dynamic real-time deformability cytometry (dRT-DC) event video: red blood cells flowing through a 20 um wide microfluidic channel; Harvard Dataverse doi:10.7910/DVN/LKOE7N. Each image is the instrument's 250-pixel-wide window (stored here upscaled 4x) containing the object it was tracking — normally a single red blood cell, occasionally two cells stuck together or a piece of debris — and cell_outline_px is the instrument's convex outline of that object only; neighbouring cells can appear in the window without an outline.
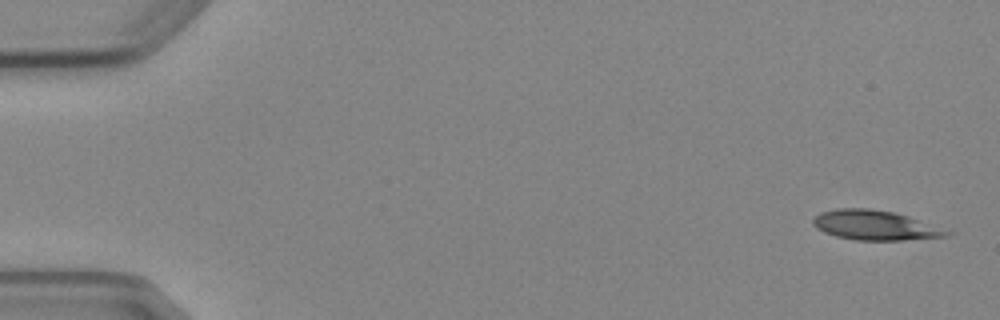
{"species": "Egyptian fruit bat (a non-hibernating species)", "species_latin": "Rousettus aegyptiacus", "temperature_condition": "cold", "stored_images_in_passage": 5, "segment_of_instrument_passage": [1, 2], "camera_frame_rate_fps": 3000, "um_per_image_px": 0.085, "animal": {"sex": "female"}, "frame": {"image": 1, "passage_image": 1, "time_ms": 0.0, "image_size_px": [1000, 320], "cell_outline_px": [[956, 232], [948, 236], [904, 240], [856, 240], [836, 236], [824, 232], [816, 228], [812, 224], [812, 220], [820, 212], [836, 208], [868, 208], [892, 212], [908, 216]], "centroid_in_image_um": [74.39, 19.15], "position_along_channel_um": 10.6, "area_um2": 23.24}}